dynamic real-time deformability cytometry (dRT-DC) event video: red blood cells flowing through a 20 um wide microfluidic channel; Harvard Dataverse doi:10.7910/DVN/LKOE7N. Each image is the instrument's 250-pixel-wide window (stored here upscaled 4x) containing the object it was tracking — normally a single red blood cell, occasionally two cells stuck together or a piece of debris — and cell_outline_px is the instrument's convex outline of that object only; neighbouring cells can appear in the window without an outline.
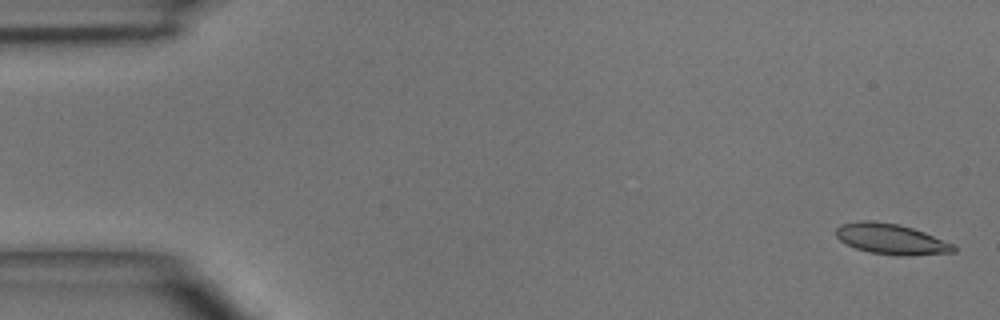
{"species": "common noctule bat (a hibernating species)", "species_latin": "Nyctalus noctula", "temperature_condition": "room temperature", "stored_images_in_passage": 3, "camera_frame_rate_fps": 3000, "um_per_image_px": 0.085, "animal": {"sex": "male", "body_mass_g": 15.6}, "frame": {"image": 1, "passage_image": 1, "time_ms": 0.0, "image_size_px": [1000, 320], "cell_outline_px": [[956, 252], [908, 256], [896, 256], [868, 252], [856, 248], [840, 240], [836, 236], [836, 228], [840, 224], [860, 220], [876, 220], [896, 224], [912, 228], [924, 232], [956, 244]], "centroid_in_image_um": [75.77, 20.32], "position_along_channel_um": 9.2, "area_um2": 21.21}}